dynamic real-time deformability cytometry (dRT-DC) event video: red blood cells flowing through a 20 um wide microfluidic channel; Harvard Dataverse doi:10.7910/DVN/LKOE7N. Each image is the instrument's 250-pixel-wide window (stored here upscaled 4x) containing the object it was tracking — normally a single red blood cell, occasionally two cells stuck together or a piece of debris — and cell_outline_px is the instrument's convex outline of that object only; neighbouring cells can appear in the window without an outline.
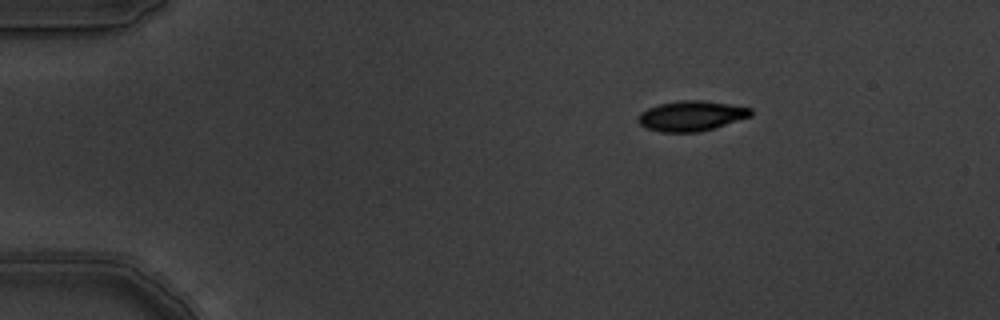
{"species": "common noctule bat (a hibernating species)", "species_latin": "Nyctalus noctula", "temperature_condition": "warm", "stored_images_in_passage": 7, "camera_frame_rate_fps": 3000, "um_per_image_px": 0.085, "animal": {"sex": "male", "body_mass_g": 19.5, "forearm_length_mm": 54.6}, "frame": {"image": 1, "passage_image": 7, "time_ms": 2.0, "image_size_px": [1000, 320], "cell_outline_px": [[752, 116], [700, 132], [660, 132], [648, 128], [640, 124], [636, 120], [636, 116], [640, 112], [648, 108], [660, 104], [680, 100], [700, 100], [728, 104], [752, 108]], "centroid_in_image_um": [58.73, 9.85], "position_along_channel_um": 26.3, "area_um2": 19.77}}